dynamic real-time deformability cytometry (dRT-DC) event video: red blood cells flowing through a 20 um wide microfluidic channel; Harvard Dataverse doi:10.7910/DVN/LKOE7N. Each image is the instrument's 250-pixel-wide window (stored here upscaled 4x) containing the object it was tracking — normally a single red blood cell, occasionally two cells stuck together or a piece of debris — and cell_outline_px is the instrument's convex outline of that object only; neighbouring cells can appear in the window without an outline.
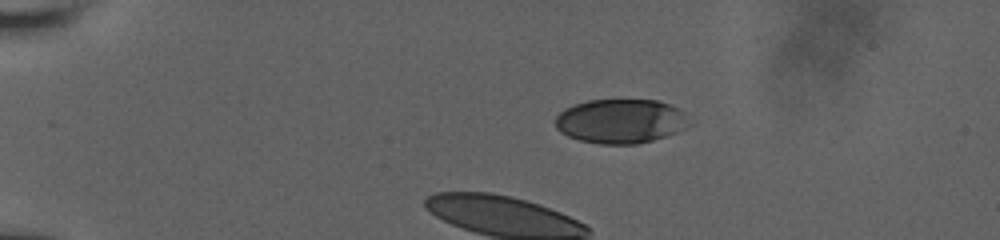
{"species": "human", "species_latin": "Homo sapiens", "temperature_condition": "room temperature", "stored_images_in_passage": 5, "camera_frame_rate_fps": 3000, "um_per_image_px": 0.085, "donor": {"sex": "male"}, "frame": {"image": 1, "passage_image": 1, "time_ms": 0.0, "image_size_px": [1000, 240], "cell_outline_px": [[696, 124], [688, 128], [652, 140], [636, 144], [600, 144], [580, 140], [568, 136], [560, 132], [556, 128], [556, 116], [564, 108], [588, 100], [656, 100], [668, 104], [684, 112], [696, 120]], "centroid_in_image_um": [52.83, 10.3], "position_along_channel_um": 32.2, "area_um2": 34.97}}
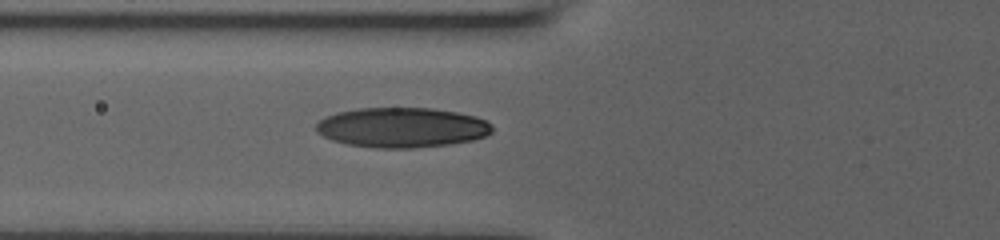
{"frame": {"image": 2, "passage_image": 5, "time_ms": 3.667, "image_size_px": [1000, 240], "cell_outline_px": [[492, 132], [484, 136], [472, 140], [448, 144], [412, 148], [376, 148], [348, 144], [332, 140], [316, 132], [316, 124], [324, 116], [336, 112], [356, 108], [432, 108], [456, 112], [476, 116], [492, 124]], "centroid_in_image_um": [34.13, 10.83], "position_along_channel_um": 91.7, "area_um2": 41.04}}